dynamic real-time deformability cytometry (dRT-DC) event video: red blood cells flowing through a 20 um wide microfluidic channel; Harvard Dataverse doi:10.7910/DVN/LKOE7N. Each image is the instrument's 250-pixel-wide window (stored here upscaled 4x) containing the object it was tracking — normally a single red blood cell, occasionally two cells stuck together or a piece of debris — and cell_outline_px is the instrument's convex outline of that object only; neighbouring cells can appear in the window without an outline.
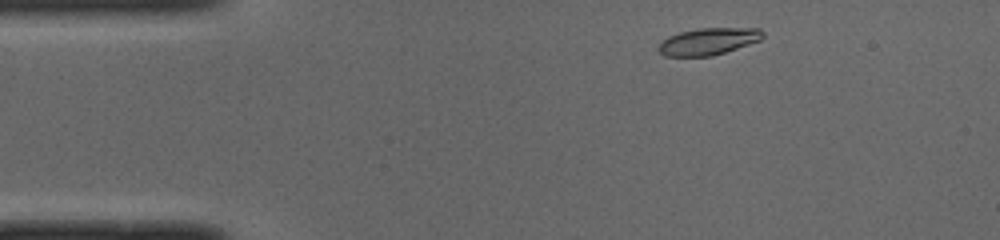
{"species": "common noctule bat (a hibernating species)", "species_latin": "Nyctalus noctula", "temperature_condition": "cold", "stored_images_in_passage": 45, "camera_frame_rate_fps": 3000, "um_per_image_px": 0.085, "animal": {"sex": "male", "body_mass_g": 19.0, "forearm_length_mm": 50.8}, "frame": {"image": 1, "passage_image": 2, "time_ms": 0.333, "image_size_px": [1000, 240], "cell_outline_px": [[764, 36], [760, 40], [712, 56], [664, 56], [656, 48], [668, 36], [680, 32], [696, 28], [760, 28], [764, 32]], "centroid_in_image_um": [60.2, 3.51], "position_along_channel_um": 24.8, "area_um2": 16.3}}
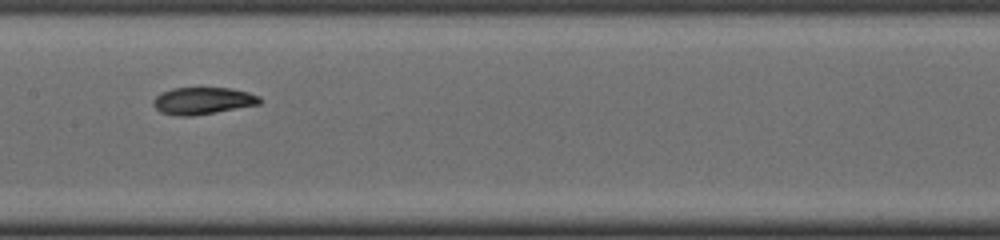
{"frame": {"image": 2, "passage_image": 19, "time_ms": 6.0, "image_size_px": [1000, 240], "cell_outline_px": [[260, 104], [216, 112], [192, 116], [176, 116], [160, 112], [152, 104], [152, 100], [160, 92], [172, 88], [232, 88], [248, 92], [260, 96]], "centroid_in_image_um": [17.2, 8.56], "position_along_channel_um": 190.2, "area_um2": 16.88}}
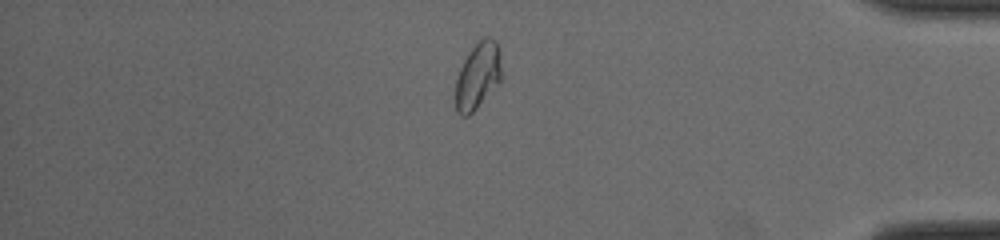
{"frame": {"image": 3, "passage_image": 37, "time_ms": 12.0, "image_size_px": [1000, 240], "cell_outline_px": [[504, 76], [476, 108], [468, 116], [460, 116], [456, 112], [456, 80], [460, 68], [468, 52], [484, 36], [488, 36], [496, 40]], "centroid_in_image_um": [40.63, 6.43], "position_along_channel_um": 394.6, "area_um2": 17.8}, "authors_computed_cell_mechanics": {"area_um2": 16.8776, "velocity_mm_per_s": 3.9602, "shape_relaxation_time_tau1_ms": 8.7742, "shape_relaxation_time_tau2_ms": 2.6617, "deformation_change_tau1": 0.223, "deformation_change_tau2": 0.0487}}